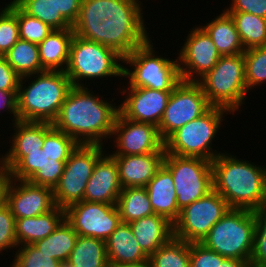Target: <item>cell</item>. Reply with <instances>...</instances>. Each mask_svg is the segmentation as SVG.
I'll return each mask as SVG.
<instances>
[{
  "instance_id": "1",
  "label": "cell",
  "mask_w": 266,
  "mask_h": 267,
  "mask_svg": "<svg viewBox=\"0 0 266 267\" xmlns=\"http://www.w3.org/2000/svg\"><path fill=\"white\" fill-rule=\"evenodd\" d=\"M139 0H82L74 34L114 49L122 57L151 37ZM147 28H146V27Z\"/></svg>"
},
{
  "instance_id": "2",
  "label": "cell",
  "mask_w": 266,
  "mask_h": 267,
  "mask_svg": "<svg viewBox=\"0 0 266 267\" xmlns=\"http://www.w3.org/2000/svg\"><path fill=\"white\" fill-rule=\"evenodd\" d=\"M87 87H71L52 124L78 144L104 146L103 141L111 139L119 106L115 103L113 106Z\"/></svg>"
},
{
  "instance_id": "3",
  "label": "cell",
  "mask_w": 266,
  "mask_h": 267,
  "mask_svg": "<svg viewBox=\"0 0 266 267\" xmlns=\"http://www.w3.org/2000/svg\"><path fill=\"white\" fill-rule=\"evenodd\" d=\"M213 189L230 209L257 211L266 207V167L221 153L212 161Z\"/></svg>"
},
{
  "instance_id": "4",
  "label": "cell",
  "mask_w": 266,
  "mask_h": 267,
  "mask_svg": "<svg viewBox=\"0 0 266 267\" xmlns=\"http://www.w3.org/2000/svg\"><path fill=\"white\" fill-rule=\"evenodd\" d=\"M25 79L32 81L25 84ZM71 87L64 71L45 70L22 77L17 93L19 120L53 123Z\"/></svg>"
},
{
  "instance_id": "5",
  "label": "cell",
  "mask_w": 266,
  "mask_h": 267,
  "mask_svg": "<svg viewBox=\"0 0 266 267\" xmlns=\"http://www.w3.org/2000/svg\"><path fill=\"white\" fill-rule=\"evenodd\" d=\"M77 146L78 143L72 137L53 127L45 135L42 149L27 152V156L7 176L54 189L69 155Z\"/></svg>"
},
{
  "instance_id": "6",
  "label": "cell",
  "mask_w": 266,
  "mask_h": 267,
  "mask_svg": "<svg viewBox=\"0 0 266 267\" xmlns=\"http://www.w3.org/2000/svg\"><path fill=\"white\" fill-rule=\"evenodd\" d=\"M121 62V63H120ZM123 57L114 49L74 34L65 69L72 86L85 87L83 80L122 77ZM82 83V84H81Z\"/></svg>"
},
{
  "instance_id": "7",
  "label": "cell",
  "mask_w": 266,
  "mask_h": 267,
  "mask_svg": "<svg viewBox=\"0 0 266 267\" xmlns=\"http://www.w3.org/2000/svg\"><path fill=\"white\" fill-rule=\"evenodd\" d=\"M244 70L243 53L220 57L213 69L198 81L211 106L227 109L232 115L241 108L248 98Z\"/></svg>"
},
{
  "instance_id": "8",
  "label": "cell",
  "mask_w": 266,
  "mask_h": 267,
  "mask_svg": "<svg viewBox=\"0 0 266 267\" xmlns=\"http://www.w3.org/2000/svg\"><path fill=\"white\" fill-rule=\"evenodd\" d=\"M152 40L134 49L123 57L122 78H128L127 87H145L161 91H172L181 81L178 59L155 54Z\"/></svg>"
},
{
  "instance_id": "9",
  "label": "cell",
  "mask_w": 266,
  "mask_h": 267,
  "mask_svg": "<svg viewBox=\"0 0 266 267\" xmlns=\"http://www.w3.org/2000/svg\"><path fill=\"white\" fill-rule=\"evenodd\" d=\"M228 113L231 114L227 109L211 106L203 115L185 124L164 141L166 154L213 161L222 152L214 151L212 142Z\"/></svg>"
},
{
  "instance_id": "10",
  "label": "cell",
  "mask_w": 266,
  "mask_h": 267,
  "mask_svg": "<svg viewBox=\"0 0 266 267\" xmlns=\"http://www.w3.org/2000/svg\"><path fill=\"white\" fill-rule=\"evenodd\" d=\"M255 212L229 209L200 242L223 257L251 260Z\"/></svg>"
},
{
  "instance_id": "11",
  "label": "cell",
  "mask_w": 266,
  "mask_h": 267,
  "mask_svg": "<svg viewBox=\"0 0 266 267\" xmlns=\"http://www.w3.org/2000/svg\"><path fill=\"white\" fill-rule=\"evenodd\" d=\"M163 166L172 175L179 210L213 190L212 161L165 154Z\"/></svg>"
},
{
  "instance_id": "12",
  "label": "cell",
  "mask_w": 266,
  "mask_h": 267,
  "mask_svg": "<svg viewBox=\"0 0 266 267\" xmlns=\"http://www.w3.org/2000/svg\"><path fill=\"white\" fill-rule=\"evenodd\" d=\"M104 147L78 144L71 152L60 181L53 189L56 206L65 210L70 205L83 201L86 186L95 164L106 152Z\"/></svg>"
},
{
  "instance_id": "13",
  "label": "cell",
  "mask_w": 266,
  "mask_h": 267,
  "mask_svg": "<svg viewBox=\"0 0 266 267\" xmlns=\"http://www.w3.org/2000/svg\"><path fill=\"white\" fill-rule=\"evenodd\" d=\"M229 209L226 200L213 189L180 210L173 224L174 237L188 243L201 242Z\"/></svg>"
},
{
  "instance_id": "14",
  "label": "cell",
  "mask_w": 266,
  "mask_h": 267,
  "mask_svg": "<svg viewBox=\"0 0 266 267\" xmlns=\"http://www.w3.org/2000/svg\"><path fill=\"white\" fill-rule=\"evenodd\" d=\"M210 107L198 82L182 80L171 92L158 126L160 137L165 141L173 132L203 115Z\"/></svg>"
},
{
  "instance_id": "15",
  "label": "cell",
  "mask_w": 266,
  "mask_h": 267,
  "mask_svg": "<svg viewBox=\"0 0 266 267\" xmlns=\"http://www.w3.org/2000/svg\"><path fill=\"white\" fill-rule=\"evenodd\" d=\"M65 219L78 236L106 240L120 225L116 205L81 201L65 209Z\"/></svg>"
},
{
  "instance_id": "16",
  "label": "cell",
  "mask_w": 266,
  "mask_h": 267,
  "mask_svg": "<svg viewBox=\"0 0 266 267\" xmlns=\"http://www.w3.org/2000/svg\"><path fill=\"white\" fill-rule=\"evenodd\" d=\"M186 37L178 54V66L183 81L198 82L217 64L221 55L201 26H195Z\"/></svg>"
},
{
  "instance_id": "17",
  "label": "cell",
  "mask_w": 266,
  "mask_h": 267,
  "mask_svg": "<svg viewBox=\"0 0 266 267\" xmlns=\"http://www.w3.org/2000/svg\"><path fill=\"white\" fill-rule=\"evenodd\" d=\"M112 136L117 147L111 152L112 156L166 153L158 127L129 120L120 112L116 116L111 139Z\"/></svg>"
},
{
  "instance_id": "18",
  "label": "cell",
  "mask_w": 266,
  "mask_h": 267,
  "mask_svg": "<svg viewBox=\"0 0 266 267\" xmlns=\"http://www.w3.org/2000/svg\"><path fill=\"white\" fill-rule=\"evenodd\" d=\"M4 202L15 219L40 216L56 207L53 189L4 177Z\"/></svg>"
},
{
  "instance_id": "19",
  "label": "cell",
  "mask_w": 266,
  "mask_h": 267,
  "mask_svg": "<svg viewBox=\"0 0 266 267\" xmlns=\"http://www.w3.org/2000/svg\"><path fill=\"white\" fill-rule=\"evenodd\" d=\"M121 92L126 97L119 112L127 119L159 126L172 91L145 87H125Z\"/></svg>"
},
{
  "instance_id": "20",
  "label": "cell",
  "mask_w": 266,
  "mask_h": 267,
  "mask_svg": "<svg viewBox=\"0 0 266 267\" xmlns=\"http://www.w3.org/2000/svg\"><path fill=\"white\" fill-rule=\"evenodd\" d=\"M13 125L11 146L3 155V167L7 175L25 156L27 152L42 149L45 135L53 128L52 123L16 121ZM15 132V133H14Z\"/></svg>"
},
{
  "instance_id": "21",
  "label": "cell",
  "mask_w": 266,
  "mask_h": 267,
  "mask_svg": "<svg viewBox=\"0 0 266 267\" xmlns=\"http://www.w3.org/2000/svg\"><path fill=\"white\" fill-rule=\"evenodd\" d=\"M121 190L116 161L110 153L105 152L95 164L83 200L116 205Z\"/></svg>"
},
{
  "instance_id": "22",
  "label": "cell",
  "mask_w": 266,
  "mask_h": 267,
  "mask_svg": "<svg viewBox=\"0 0 266 267\" xmlns=\"http://www.w3.org/2000/svg\"><path fill=\"white\" fill-rule=\"evenodd\" d=\"M166 153L113 156L123 188L145 187L162 167Z\"/></svg>"
},
{
  "instance_id": "23",
  "label": "cell",
  "mask_w": 266,
  "mask_h": 267,
  "mask_svg": "<svg viewBox=\"0 0 266 267\" xmlns=\"http://www.w3.org/2000/svg\"><path fill=\"white\" fill-rule=\"evenodd\" d=\"M145 188L154 214L161 215L174 224L180 210L171 173L162 165Z\"/></svg>"
},
{
  "instance_id": "24",
  "label": "cell",
  "mask_w": 266,
  "mask_h": 267,
  "mask_svg": "<svg viewBox=\"0 0 266 267\" xmlns=\"http://www.w3.org/2000/svg\"><path fill=\"white\" fill-rule=\"evenodd\" d=\"M129 224L137 243L148 257L174 236L173 223L161 215L153 214Z\"/></svg>"
},
{
  "instance_id": "25",
  "label": "cell",
  "mask_w": 266,
  "mask_h": 267,
  "mask_svg": "<svg viewBox=\"0 0 266 267\" xmlns=\"http://www.w3.org/2000/svg\"><path fill=\"white\" fill-rule=\"evenodd\" d=\"M105 246L109 265L137 263L149 259L137 243L129 223L121 222L105 240Z\"/></svg>"
},
{
  "instance_id": "26",
  "label": "cell",
  "mask_w": 266,
  "mask_h": 267,
  "mask_svg": "<svg viewBox=\"0 0 266 267\" xmlns=\"http://www.w3.org/2000/svg\"><path fill=\"white\" fill-rule=\"evenodd\" d=\"M73 36V28L53 29L38 44L40 62L44 70L65 71L69 60V49Z\"/></svg>"
},
{
  "instance_id": "27",
  "label": "cell",
  "mask_w": 266,
  "mask_h": 267,
  "mask_svg": "<svg viewBox=\"0 0 266 267\" xmlns=\"http://www.w3.org/2000/svg\"><path fill=\"white\" fill-rule=\"evenodd\" d=\"M65 219V210L56 206L40 216L16 219L15 236L17 245L33 244L46 238Z\"/></svg>"
},
{
  "instance_id": "28",
  "label": "cell",
  "mask_w": 266,
  "mask_h": 267,
  "mask_svg": "<svg viewBox=\"0 0 266 267\" xmlns=\"http://www.w3.org/2000/svg\"><path fill=\"white\" fill-rule=\"evenodd\" d=\"M201 27L210 36L221 56L237 55L245 51L235 22L225 9L216 18Z\"/></svg>"
},
{
  "instance_id": "29",
  "label": "cell",
  "mask_w": 266,
  "mask_h": 267,
  "mask_svg": "<svg viewBox=\"0 0 266 267\" xmlns=\"http://www.w3.org/2000/svg\"><path fill=\"white\" fill-rule=\"evenodd\" d=\"M77 237L78 233L64 219L51 234L34 242L33 245L61 263L68 262Z\"/></svg>"
},
{
  "instance_id": "30",
  "label": "cell",
  "mask_w": 266,
  "mask_h": 267,
  "mask_svg": "<svg viewBox=\"0 0 266 267\" xmlns=\"http://www.w3.org/2000/svg\"><path fill=\"white\" fill-rule=\"evenodd\" d=\"M116 206L123 223H130L154 214L145 187L123 188Z\"/></svg>"
},
{
  "instance_id": "31",
  "label": "cell",
  "mask_w": 266,
  "mask_h": 267,
  "mask_svg": "<svg viewBox=\"0 0 266 267\" xmlns=\"http://www.w3.org/2000/svg\"><path fill=\"white\" fill-rule=\"evenodd\" d=\"M3 57L21 78L45 71L41 66L38 44L19 39Z\"/></svg>"
},
{
  "instance_id": "32",
  "label": "cell",
  "mask_w": 266,
  "mask_h": 267,
  "mask_svg": "<svg viewBox=\"0 0 266 267\" xmlns=\"http://www.w3.org/2000/svg\"><path fill=\"white\" fill-rule=\"evenodd\" d=\"M68 263L73 267H109L105 241L78 236Z\"/></svg>"
},
{
  "instance_id": "33",
  "label": "cell",
  "mask_w": 266,
  "mask_h": 267,
  "mask_svg": "<svg viewBox=\"0 0 266 267\" xmlns=\"http://www.w3.org/2000/svg\"><path fill=\"white\" fill-rule=\"evenodd\" d=\"M233 18L245 50L266 46V18L245 12H227Z\"/></svg>"
},
{
  "instance_id": "34",
  "label": "cell",
  "mask_w": 266,
  "mask_h": 267,
  "mask_svg": "<svg viewBox=\"0 0 266 267\" xmlns=\"http://www.w3.org/2000/svg\"><path fill=\"white\" fill-rule=\"evenodd\" d=\"M149 260L152 267H190V243L173 236Z\"/></svg>"
},
{
  "instance_id": "35",
  "label": "cell",
  "mask_w": 266,
  "mask_h": 267,
  "mask_svg": "<svg viewBox=\"0 0 266 267\" xmlns=\"http://www.w3.org/2000/svg\"><path fill=\"white\" fill-rule=\"evenodd\" d=\"M25 13L40 19L52 29H67L72 26L56 11L53 0H13Z\"/></svg>"
},
{
  "instance_id": "36",
  "label": "cell",
  "mask_w": 266,
  "mask_h": 267,
  "mask_svg": "<svg viewBox=\"0 0 266 267\" xmlns=\"http://www.w3.org/2000/svg\"><path fill=\"white\" fill-rule=\"evenodd\" d=\"M190 267H251V263L248 260L223 257L200 242H192Z\"/></svg>"
},
{
  "instance_id": "37",
  "label": "cell",
  "mask_w": 266,
  "mask_h": 267,
  "mask_svg": "<svg viewBox=\"0 0 266 267\" xmlns=\"http://www.w3.org/2000/svg\"><path fill=\"white\" fill-rule=\"evenodd\" d=\"M244 54L246 87L251 91L266 81V46L247 49ZM264 82V83H263Z\"/></svg>"
},
{
  "instance_id": "38",
  "label": "cell",
  "mask_w": 266,
  "mask_h": 267,
  "mask_svg": "<svg viewBox=\"0 0 266 267\" xmlns=\"http://www.w3.org/2000/svg\"><path fill=\"white\" fill-rule=\"evenodd\" d=\"M2 9V10H1ZM0 9V56L7 53L20 39L17 19V4L11 0Z\"/></svg>"
},
{
  "instance_id": "39",
  "label": "cell",
  "mask_w": 266,
  "mask_h": 267,
  "mask_svg": "<svg viewBox=\"0 0 266 267\" xmlns=\"http://www.w3.org/2000/svg\"><path fill=\"white\" fill-rule=\"evenodd\" d=\"M16 254L10 267H60L61 262L41 252L33 244L15 248Z\"/></svg>"
},
{
  "instance_id": "40",
  "label": "cell",
  "mask_w": 266,
  "mask_h": 267,
  "mask_svg": "<svg viewBox=\"0 0 266 267\" xmlns=\"http://www.w3.org/2000/svg\"><path fill=\"white\" fill-rule=\"evenodd\" d=\"M17 19L19 26L20 39L31 43L40 44L53 30L49 25L42 22L40 19L32 17L25 13L17 5Z\"/></svg>"
},
{
  "instance_id": "41",
  "label": "cell",
  "mask_w": 266,
  "mask_h": 267,
  "mask_svg": "<svg viewBox=\"0 0 266 267\" xmlns=\"http://www.w3.org/2000/svg\"><path fill=\"white\" fill-rule=\"evenodd\" d=\"M251 267H266V207L255 211V231Z\"/></svg>"
},
{
  "instance_id": "42",
  "label": "cell",
  "mask_w": 266,
  "mask_h": 267,
  "mask_svg": "<svg viewBox=\"0 0 266 267\" xmlns=\"http://www.w3.org/2000/svg\"><path fill=\"white\" fill-rule=\"evenodd\" d=\"M16 219L11 213L10 208L3 201L0 204V253L17 248V239L15 236Z\"/></svg>"
},
{
  "instance_id": "43",
  "label": "cell",
  "mask_w": 266,
  "mask_h": 267,
  "mask_svg": "<svg viewBox=\"0 0 266 267\" xmlns=\"http://www.w3.org/2000/svg\"><path fill=\"white\" fill-rule=\"evenodd\" d=\"M226 12H245L266 18V0H231Z\"/></svg>"
},
{
  "instance_id": "44",
  "label": "cell",
  "mask_w": 266,
  "mask_h": 267,
  "mask_svg": "<svg viewBox=\"0 0 266 267\" xmlns=\"http://www.w3.org/2000/svg\"><path fill=\"white\" fill-rule=\"evenodd\" d=\"M20 79L6 59L0 56V90L18 91Z\"/></svg>"
},
{
  "instance_id": "45",
  "label": "cell",
  "mask_w": 266,
  "mask_h": 267,
  "mask_svg": "<svg viewBox=\"0 0 266 267\" xmlns=\"http://www.w3.org/2000/svg\"><path fill=\"white\" fill-rule=\"evenodd\" d=\"M56 11L73 26L79 16L82 0H53Z\"/></svg>"
},
{
  "instance_id": "46",
  "label": "cell",
  "mask_w": 266,
  "mask_h": 267,
  "mask_svg": "<svg viewBox=\"0 0 266 267\" xmlns=\"http://www.w3.org/2000/svg\"><path fill=\"white\" fill-rule=\"evenodd\" d=\"M17 93L18 91L0 90V110L13 114V119H11L13 123L19 121Z\"/></svg>"
},
{
  "instance_id": "47",
  "label": "cell",
  "mask_w": 266,
  "mask_h": 267,
  "mask_svg": "<svg viewBox=\"0 0 266 267\" xmlns=\"http://www.w3.org/2000/svg\"><path fill=\"white\" fill-rule=\"evenodd\" d=\"M109 267H152L149 259L137 263L114 264Z\"/></svg>"
},
{
  "instance_id": "48",
  "label": "cell",
  "mask_w": 266,
  "mask_h": 267,
  "mask_svg": "<svg viewBox=\"0 0 266 267\" xmlns=\"http://www.w3.org/2000/svg\"><path fill=\"white\" fill-rule=\"evenodd\" d=\"M5 175L6 174L3 167V158L2 155H0V184L3 182Z\"/></svg>"
},
{
  "instance_id": "49",
  "label": "cell",
  "mask_w": 266,
  "mask_h": 267,
  "mask_svg": "<svg viewBox=\"0 0 266 267\" xmlns=\"http://www.w3.org/2000/svg\"><path fill=\"white\" fill-rule=\"evenodd\" d=\"M4 201V180L0 184V204Z\"/></svg>"
},
{
  "instance_id": "50",
  "label": "cell",
  "mask_w": 266,
  "mask_h": 267,
  "mask_svg": "<svg viewBox=\"0 0 266 267\" xmlns=\"http://www.w3.org/2000/svg\"><path fill=\"white\" fill-rule=\"evenodd\" d=\"M60 267H73V266L68 262H62Z\"/></svg>"
}]
</instances>
